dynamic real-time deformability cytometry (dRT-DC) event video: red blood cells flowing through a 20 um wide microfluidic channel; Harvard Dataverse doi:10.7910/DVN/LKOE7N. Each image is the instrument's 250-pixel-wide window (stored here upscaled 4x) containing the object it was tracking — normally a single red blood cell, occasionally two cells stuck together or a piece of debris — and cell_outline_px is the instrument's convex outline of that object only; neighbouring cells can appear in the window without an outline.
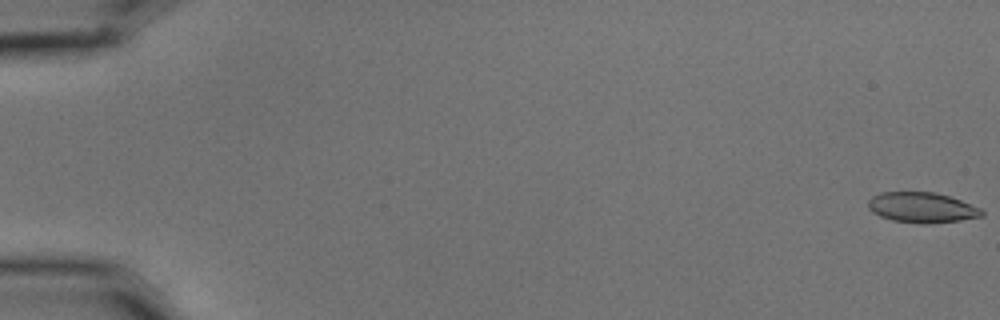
{"species": "common noctule bat (a hibernating species)", "species_latin": "Nyctalus noctula", "temperature_condition": "cold", "stored_images_in_passage": 17, "camera_frame_rate_fps": 3000, "um_per_image_px": 0.085, "animal": {"sex": "male", "body_mass_g": 15.6}, "frame": {"image": 1, "passage_image": 1, "time_ms": 0.0, "image_size_px": [1000, 320], "cell_outline_px": [[984, 216], [960, 220], [928, 224], [920, 224], [892, 220], [880, 216], [872, 212], [868, 208], [868, 200], [872, 196], [880, 192], [936, 192], [960, 200], [980, 208], [984, 212]], "centroid_in_image_um": [78.34, 17.64], "position_along_channel_um": 6.7, "area_um2": 20.17}}